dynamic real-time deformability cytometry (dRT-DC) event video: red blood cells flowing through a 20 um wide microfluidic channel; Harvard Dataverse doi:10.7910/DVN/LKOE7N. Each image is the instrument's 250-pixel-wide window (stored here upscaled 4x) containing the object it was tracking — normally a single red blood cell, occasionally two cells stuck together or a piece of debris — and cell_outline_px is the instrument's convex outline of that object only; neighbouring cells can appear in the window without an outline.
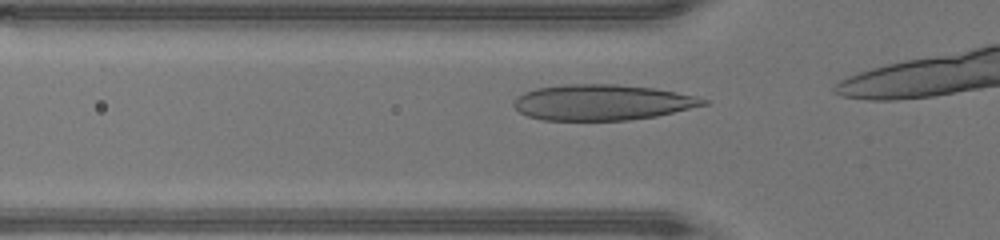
{"species": "human", "species_latin": "Homo sapiens", "temperature_condition": "warm", "stored_images_in_passage": 8, "camera_frame_rate_fps": 3000, "um_per_image_px": 0.085, "donor": {"sex": "male"}, "frame": {"image": 1, "passage_image": 3, "time_ms": 0.667, "image_size_px": [1000, 240], "cell_outline_px": [[708, 104], [656, 116], [628, 120], [544, 120], [528, 116], [520, 112], [512, 104], [516, 96], [524, 92], [536, 88], [564, 84], [616, 84], [656, 88], [696, 96], [708, 100]], "centroid_in_image_um": [51.17, 8.69], "position_along_channel_um": 74.6, "area_um2": 39.48}}
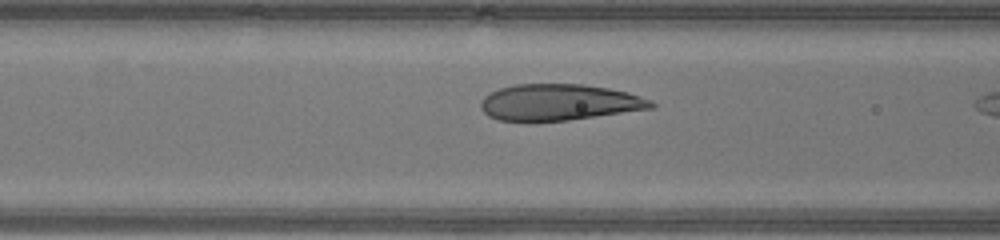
{"frame": {"image": 2, "passage_image": 6, "time_ms": 1.667, "image_size_px": [1000, 240], "cell_outline_px": [[656, 108], [568, 120], [500, 120], [488, 116], [480, 108], [480, 100], [484, 96], [500, 88], [516, 84], [584, 84], [608, 88], [628, 92], [652, 100], [656, 104]], "centroid_in_image_um": [47.56, 8.68], "position_along_channel_um": 119.0, "area_um2": 35.95}}